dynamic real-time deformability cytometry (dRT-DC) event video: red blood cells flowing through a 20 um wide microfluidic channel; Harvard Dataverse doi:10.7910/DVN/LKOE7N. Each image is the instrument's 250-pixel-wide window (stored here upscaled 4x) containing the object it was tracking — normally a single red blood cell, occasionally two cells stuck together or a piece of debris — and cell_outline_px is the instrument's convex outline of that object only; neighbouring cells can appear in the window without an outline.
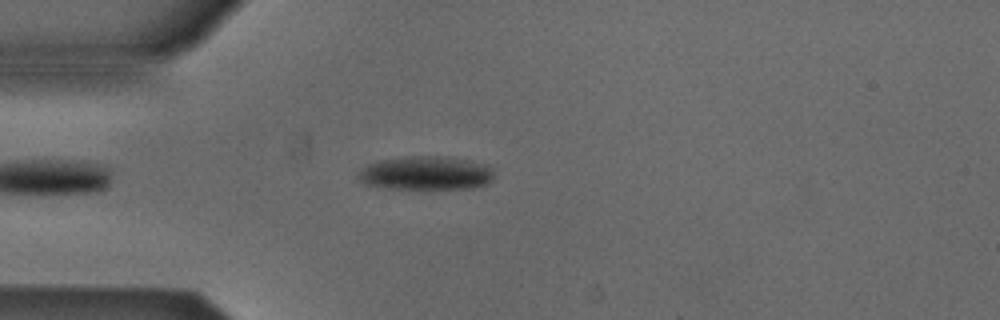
{"species": "Egyptian fruit bat (a non-hibernating species)", "species_latin": "Rousettus aegyptiacus", "temperature_condition": "cold", "stored_images_in_passage": 44, "camera_frame_rate_fps": 3000, "um_per_image_px": 0.085, "animal": {"sex": "male"}, "frame": {"image": 1, "passage_image": 5, "time_ms": 1.333, "image_size_px": [1000, 320], "cell_outline_px": [[492, 180], [484, 184], [468, 188], [388, 188], [364, 184], [356, 176], [368, 164], [380, 160], [404, 156], [448, 156], [472, 160], [488, 164], [492, 168]], "centroid_in_image_um": [36.22, 14.69], "position_along_channel_um": 48.8, "area_um2": 26.65}}
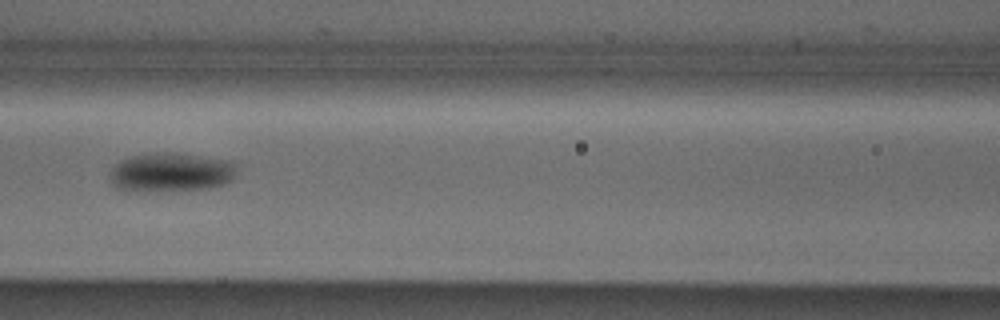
{"frame": {"image": 2, "passage_image": 14, "time_ms": 4.333, "image_size_px": [1000, 320], "cell_outline_px": [[232, 180], [224, 184], [208, 188], [152, 192], [136, 192], [116, 188], [112, 184], [108, 176], [112, 168], [120, 160], [132, 156], [156, 152], [176, 152], [232, 160]], "centroid_in_image_um": [14.45, 14.65], "position_along_channel_um": 152.2, "area_um2": 29.19}}
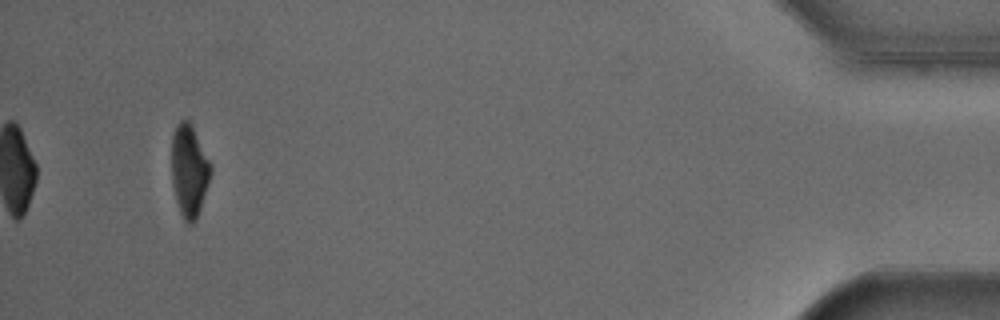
{"frame": {"image": 3, "passage_image": 41, "time_ms": 13.333, "image_size_px": [1000, 320], "cell_outline_px": [[212, 168], [208, 184], [196, 220], [192, 224], [188, 224], [184, 220], [180, 212], [176, 200], [172, 184], [172, 136], [176, 124], [180, 120], [188, 120]], "centroid_in_image_um": [16.05, 14.55], "position_along_channel_um": 419.1, "area_um2": 20.46}, "authors_computed_cell_mechanics": {"area_um2": 25.6054, "velocity_mm_per_s": 3.8577, "shape_relaxation_time_tau1_ms": 2.4265, "shape_relaxation_time_tau2_ms": null, "deformation_change_tau1": 0.1098, "deformation_change_tau2": null}}